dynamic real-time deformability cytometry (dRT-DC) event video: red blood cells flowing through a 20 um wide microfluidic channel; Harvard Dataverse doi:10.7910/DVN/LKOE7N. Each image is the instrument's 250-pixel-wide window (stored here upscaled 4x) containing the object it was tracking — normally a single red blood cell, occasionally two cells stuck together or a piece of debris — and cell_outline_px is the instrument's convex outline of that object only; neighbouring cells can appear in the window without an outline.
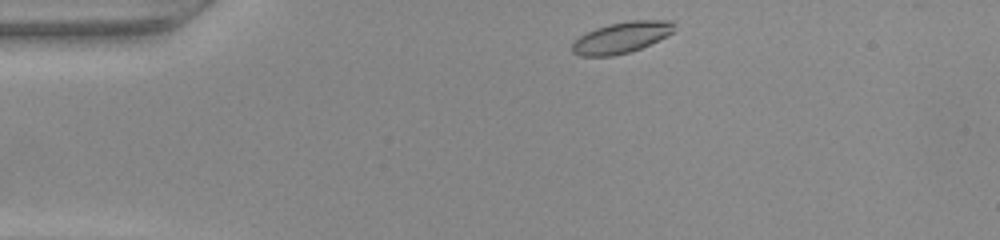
{"species": "common noctule bat (a hibernating species)", "species_latin": "Nyctalus noctula", "temperature_condition": "warm", "stored_images_in_passage": 21, "camera_frame_rate_fps": 3000, "um_per_image_px": 0.085, "animal": {"sex": "female", "body_mass_g": 22.0, "forearm_length_mm": 56.7}, "frame": {"image": 1, "passage_image": 1, "time_ms": 0.0, "image_size_px": [1000, 240], "cell_outline_px": [[672, 32], [640, 48], [628, 52], [612, 56], [580, 56], [572, 52], [572, 40], [596, 28], [608, 24], [632, 20], [672, 20]], "centroid_in_image_um": [52.74, 3.19], "position_along_channel_um": 32.3, "area_um2": 18.15}}
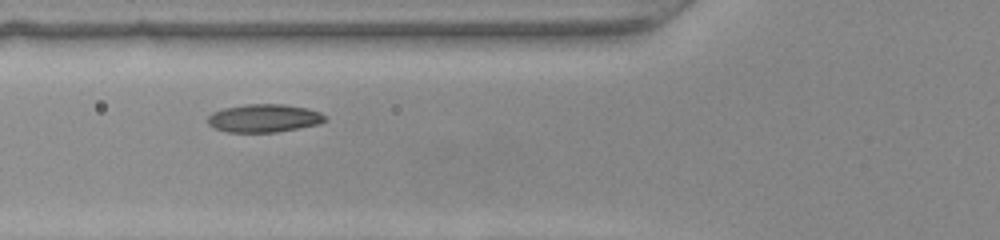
{"frame": {"image": 2, "passage_image": 10, "time_ms": 3.0, "image_size_px": [1000, 240], "cell_outline_px": [[328, 120], [320, 124], [276, 132], [228, 132], [216, 128], [208, 124], [208, 116], [212, 112], [224, 108], [248, 104], [284, 104], [308, 108], [320, 112]], "centroid_in_image_um": [22.47, 10.04], "position_along_channel_um": 103.3, "area_um2": 19.19}}
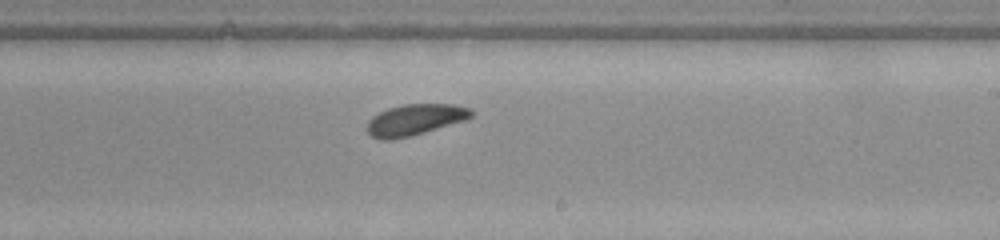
{"frame": {"image": 3, "passage_image": 21, "time_ms": 6.667, "image_size_px": [1000, 240], "cell_outline_px": [[472, 116], [464, 120], [424, 132], [408, 136], [388, 140], [384, 140], [372, 136], [368, 132], [368, 120], [372, 116], [388, 108], [404, 104], [456, 104], [472, 108]], "centroid_in_image_um": [35.28, 10.15], "position_along_channel_um": 253.7, "area_um2": 18.61}}